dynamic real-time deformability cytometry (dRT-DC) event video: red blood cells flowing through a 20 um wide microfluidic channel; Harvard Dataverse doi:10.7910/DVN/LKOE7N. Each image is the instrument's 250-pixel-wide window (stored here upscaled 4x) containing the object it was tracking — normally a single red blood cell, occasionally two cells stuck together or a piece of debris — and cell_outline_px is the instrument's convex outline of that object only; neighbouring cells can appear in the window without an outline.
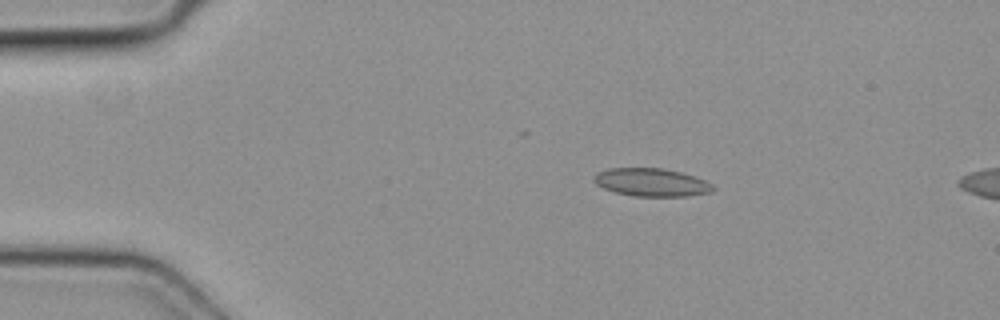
{"species": "common noctule bat (a hibernating species)", "species_latin": "Nyctalus noctula", "temperature_condition": "cold", "stored_images_in_passage": 2, "camera_frame_rate_fps": 3000, "um_per_image_px": 0.085, "animal": {"sex": "female", "body_mass_g": 19.3, "forearm_length_mm": 54.1}, "frame": {"image": 1, "passage_image": 1, "time_ms": 0.0, "image_size_px": [1000, 320], "cell_outline_px": [[716, 188], [712, 192], [688, 196], [632, 196], [616, 192], [604, 188], [596, 184], [592, 180], [596, 172], [608, 168], [664, 168], [680, 172], [704, 180], [712, 184]], "centroid_in_image_um": [55.36, 15.5], "position_along_channel_um": 29.6, "area_um2": 19.48}}